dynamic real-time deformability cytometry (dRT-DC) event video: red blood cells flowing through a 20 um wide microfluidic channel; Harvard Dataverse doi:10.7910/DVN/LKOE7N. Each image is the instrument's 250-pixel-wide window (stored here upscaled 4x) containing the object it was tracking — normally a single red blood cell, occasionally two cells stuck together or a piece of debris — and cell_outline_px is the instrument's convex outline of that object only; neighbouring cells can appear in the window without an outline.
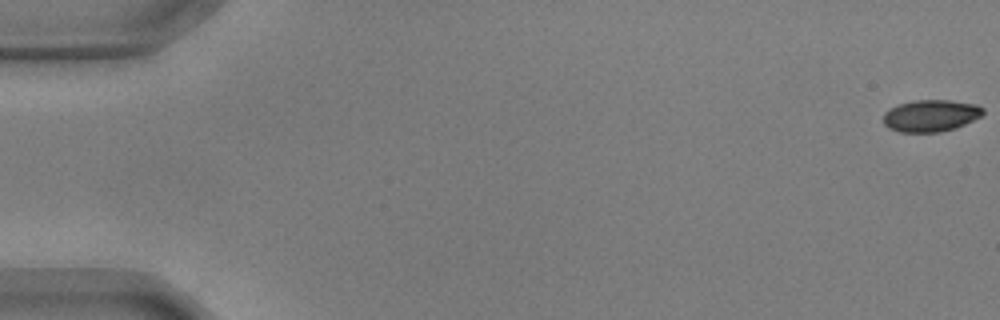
{"species": "common noctule bat (a hibernating species)", "species_latin": "Nyctalus noctula", "temperature_condition": "warm", "stored_images_in_passage": 56, "camera_frame_rate_fps": 3000, "um_per_image_px": 0.085, "animal": {"sex": "male", "body_mass_g": 17.9, "forearm_length_mm": 54.2}, "frame": {"image": 1, "passage_image": 1, "time_ms": 0.0, "image_size_px": [1000, 320], "cell_outline_px": [[984, 112], [980, 116], [956, 128], [940, 132], [900, 132], [888, 128], [884, 124], [884, 112], [888, 108], [912, 100], [948, 100], [976, 104], [984, 108]], "centroid_in_image_um": [79.09, 9.83], "position_along_channel_um": 5.9, "area_um2": 18.55}}
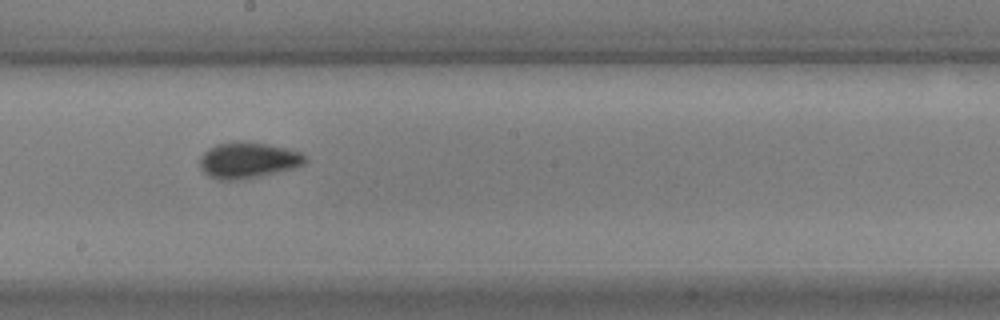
{"frame": {"image": 2, "passage_image": 32, "time_ms": 10.333, "image_size_px": [1000, 320], "cell_outline_px": [[308, 160], [304, 164], [296, 168], [260, 176], [236, 180], [220, 180], [208, 176], [200, 168], [200, 156], [208, 148], [216, 144], [232, 140], [240, 140], [268, 144], [288, 148], [300, 152], [308, 156]], "centroid_in_image_um": [21.1, 13.6], "position_along_channel_um": 227.1, "area_um2": 22.6}}
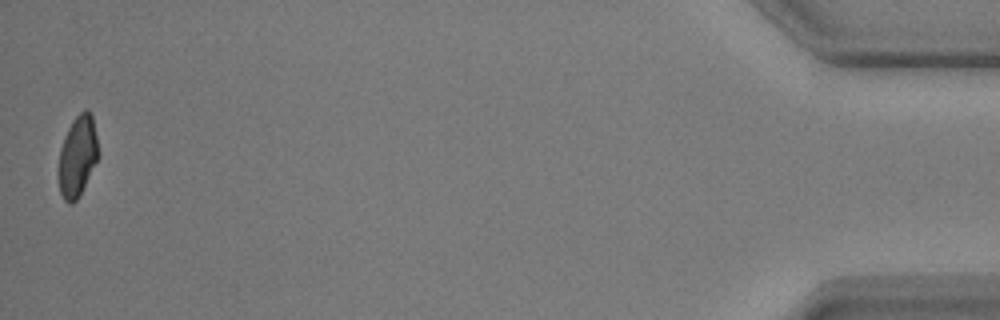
{"frame": {"image": 3, "passage_image": 56, "time_ms": 18.333, "image_size_px": [1000, 320], "cell_outline_px": [[100, 156], [80, 196], [72, 204], [68, 204], [64, 200], [60, 192], [56, 172], [60, 148], [64, 136], [72, 120], [84, 108], [88, 108], [92, 112], [100, 152]], "centroid_in_image_um": [6.59, 13.27], "position_along_channel_um": 428.6, "area_um2": 19.71}, "authors_computed_cell_mechanics": {"area_um2": 20.0566, "velocity_mm_per_s": 3.6347, "shape_relaxation_time_tau1_ms": 3.3748, "shape_relaxation_time_tau2_ms": null, "deformation_change_tau1": 0.1263, "deformation_change_tau2": null}}